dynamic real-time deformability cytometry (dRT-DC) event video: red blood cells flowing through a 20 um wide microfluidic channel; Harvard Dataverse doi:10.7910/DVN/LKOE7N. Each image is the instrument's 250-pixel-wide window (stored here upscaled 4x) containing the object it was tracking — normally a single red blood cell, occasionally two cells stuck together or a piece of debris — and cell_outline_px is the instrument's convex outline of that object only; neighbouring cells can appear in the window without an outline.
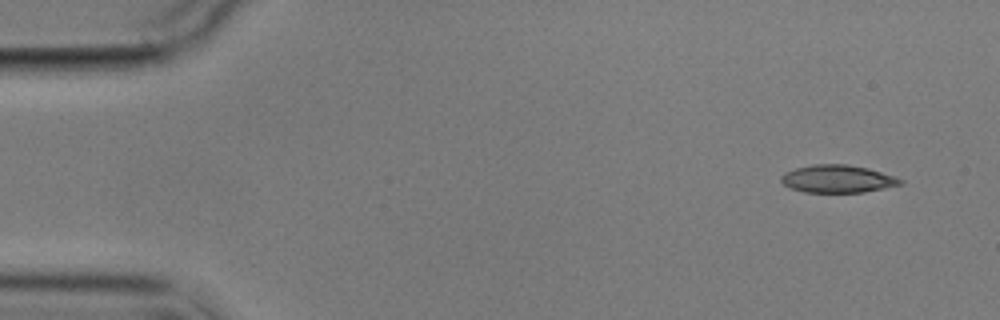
{"species": "common noctule bat (a hibernating species)", "species_latin": "Nyctalus noctula", "temperature_condition": "cold", "stored_images_in_passage": 5, "segment_of_instrument_passage": [2, 2], "camera_frame_rate_fps": 3000, "um_per_image_px": 0.085, "animal": {"sex": "male", "body_mass_g": 17.9}, "frame": {"image": 1, "passage_image": 5, "time_ms": 6.0, "image_size_px": [1000, 320], "cell_outline_px": [[904, 184], [864, 192], [804, 192], [792, 188], [784, 184], [780, 180], [780, 176], [784, 172], [796, 168], [812, 164], [848, 164], [868, 168], [896, 176], [904, 180]], "centroid_in_image_um": [71.22, 15.19], "position_along_channel_um": 13.8, "area_um2": 19.36}}